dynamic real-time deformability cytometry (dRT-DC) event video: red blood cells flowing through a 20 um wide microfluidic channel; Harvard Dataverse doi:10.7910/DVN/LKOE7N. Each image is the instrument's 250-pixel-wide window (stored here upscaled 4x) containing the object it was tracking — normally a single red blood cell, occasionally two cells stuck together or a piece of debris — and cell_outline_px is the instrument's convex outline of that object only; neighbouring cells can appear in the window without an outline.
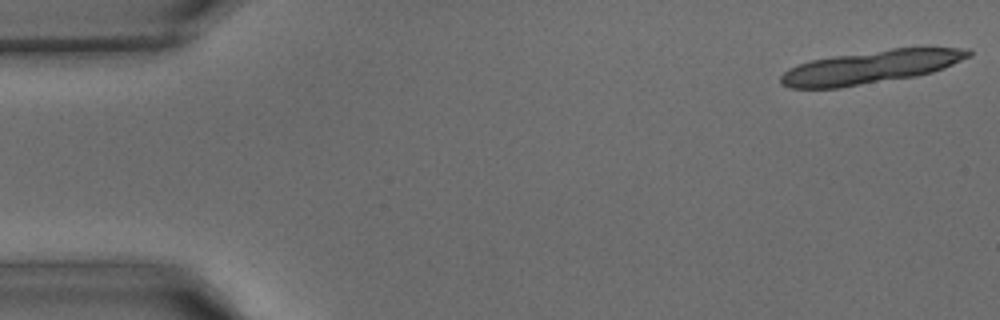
{"species": "common noctule bat (a hibernating species)", "species_latin": "Nyctalus noctula", "temperature_condition": "warm", "stored_images_in_passage": 15, "camera_frame_rate_fps": 3000, "um_per_image_px": 0.085, "animal": {"sex": "male", "body_mass_g": 15.6}, "frame": {"image": 1, "passage_image": 1, "time_ms": 0.0, "image_size_px": [1000, 320], "cell_outline_px": [[972, 56], [944, 68], [932, 72], [916, 76], [840, 88], [792, 88], [780, 84], [780, 76], [788, 68], [812, 60], [832, 56], [892, 48], [968, 48], [972, 52]], "centroid_in_image_um": [74.02, 5.7], "position_along_channel_um": 11.0, "area_um2": 36.18}}